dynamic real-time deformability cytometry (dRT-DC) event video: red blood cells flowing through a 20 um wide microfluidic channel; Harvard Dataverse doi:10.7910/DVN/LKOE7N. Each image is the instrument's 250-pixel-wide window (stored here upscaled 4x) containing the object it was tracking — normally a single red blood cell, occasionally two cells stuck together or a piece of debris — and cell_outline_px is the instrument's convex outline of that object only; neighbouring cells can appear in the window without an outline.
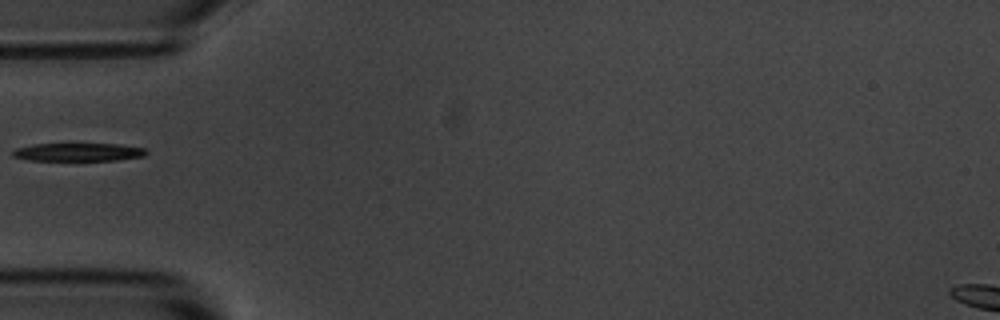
{"species": "common noctule bat (a hibernating species)", "species_latin": "Nyctalus noctula", "temperature_condition": "room temperature", "stored_images_in_passage": 2, "camera_frame_rate_fps": 3000, "um_per_image_px": 0.085, "animal": {"sex": "male", "body_mass_g": 20.1, "forearm_length_mm": 53.5}, "frame": {"image": 1, "passage_image": 1, "time_ms": 0.0, "image_size_px": [1000, 320], "cell_outline_px": [[148, 152], [144, 156], [116, 160], [28, 160], [12, 156], [12, 152], [16, 148], [32, 144], [120, 144], [144, 148]], "centroid_in_image_um": [6.65, 12.92], "position_along_channel_um": 78.4, "area_um2": 13.99}}